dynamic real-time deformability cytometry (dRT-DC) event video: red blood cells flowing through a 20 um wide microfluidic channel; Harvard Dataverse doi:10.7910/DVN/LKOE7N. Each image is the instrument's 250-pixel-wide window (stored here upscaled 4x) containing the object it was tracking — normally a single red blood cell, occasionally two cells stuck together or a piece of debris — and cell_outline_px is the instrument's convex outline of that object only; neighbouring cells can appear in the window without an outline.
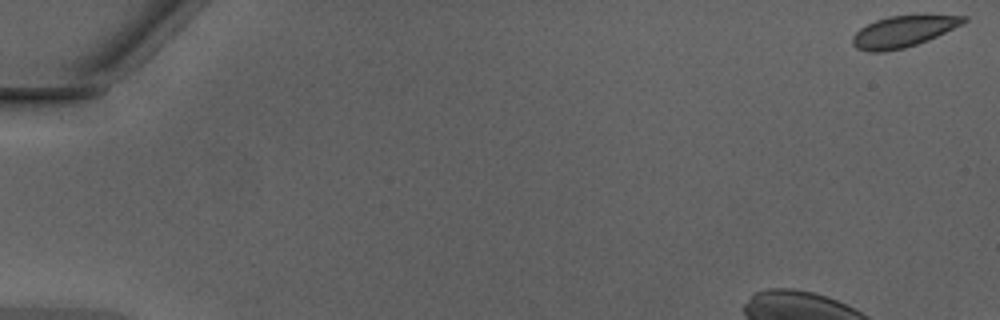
{"species": "Egyptian fruit bat (a non-hibernating species)", "species_latin": "Rousettus aegyptiacus", "temperature_condition": "warm", "stored_images_in_passage": 39, "camera_frame_rate_fps": 3000, "um_per_image_px": 0.085, "animal": {"sex": "male"}, "frame": {"image": 1, "passage_image": 1, "time_ms": 0.0, "image_size_px": [1000, 320], "cell_outline_px": [[968, 20], [928, 40], [904, 48], [884, 52], [868, 52], [856, 48], [852, 44], [852, 36], [860, 28], [876, 20], [888, 16], [924, 12], [968, 16]], "centroid_in_image_um": [76.8, 2.62], "position_along_channel_um": 8.2, "area_um2": 20.92}}
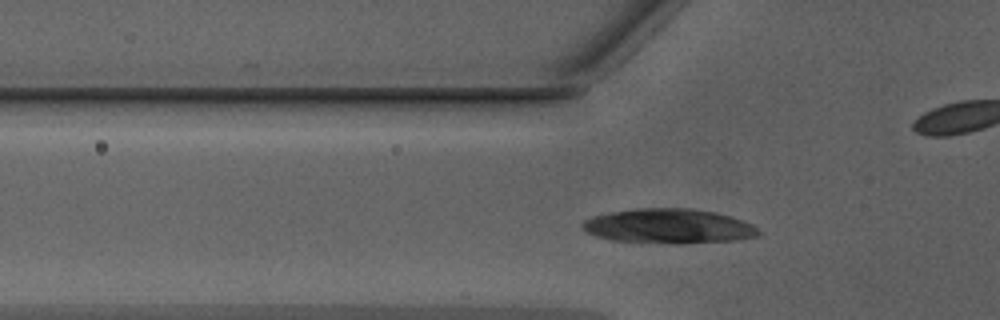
{"frame": {"image": 2, "passage_image": 14, "time_ms": 4.333, "image_size_px": [1000, 320], "cell_outline_px": [[760, 232], [756, 236], [736, 240], [684, 244], [668, 244], [612, 240], [596, 236], [580, 228], [580, 224], [584, 220], [592, 216], [608, 212], [640, 208], [692, 208], [716, 212], [732, 216], [752, 224]], "centroid_in_image_um": [56.81, 19.22], "position_along_channel_um": 69.0, "area_um2": 35.95}}